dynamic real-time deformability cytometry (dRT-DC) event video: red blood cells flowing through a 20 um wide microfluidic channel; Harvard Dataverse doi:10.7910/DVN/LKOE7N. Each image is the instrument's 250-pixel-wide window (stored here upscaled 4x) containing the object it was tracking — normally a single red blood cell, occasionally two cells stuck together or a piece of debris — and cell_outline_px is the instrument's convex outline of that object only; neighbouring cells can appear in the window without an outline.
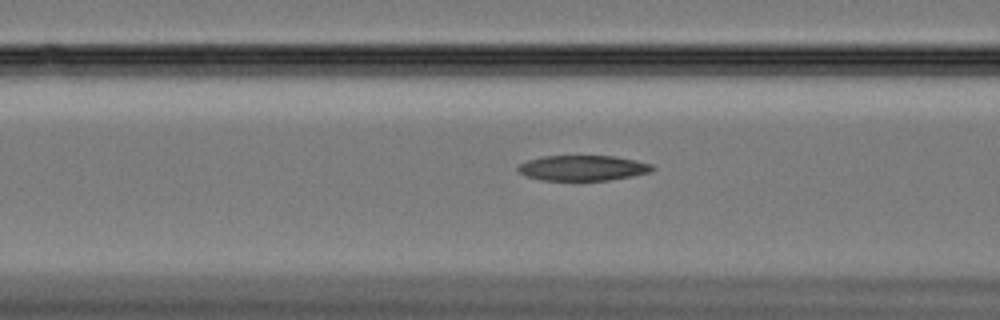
{"species": "Egyptian fruit bat (a non-hibernating species)", "species_latin": "Rousettus aegyptiacus", "temperature_condition": "cold", "stored_images_in_passage": 59, "camera_frame_rate_fps": 3000, "um_per_image_px": 0.085, "animal": {"sex": "female"}, "frame": {"image": 1, "passage_image": 23, "time_ms": 7.333, "image_size_px": [1000, 320], "cell_outline_px": [[656, 168], [652, 172], [632, 176], [608, 180], [540, 180], [528, 176], [520, 172], [516, 168], [520, 164], [528, 160], [540, 156], [616, 156], [636, 160], [652, 164]], "centroid_in_image_um": [49.58, 14.27], "position_along_channel_um": 117.0, "area_um2": 19.88}}
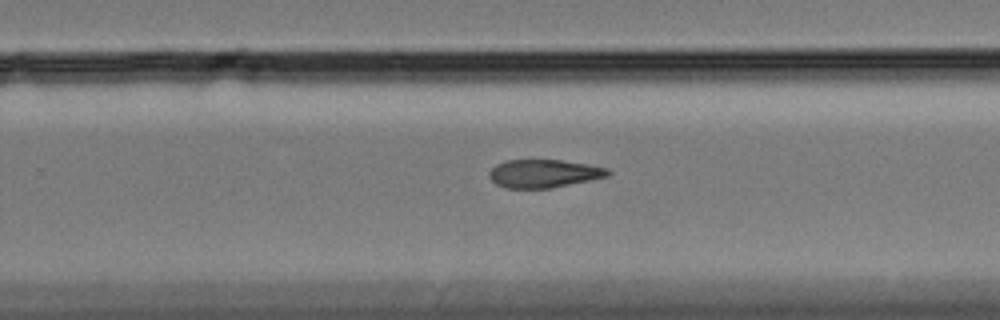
{"frame": {"image": 2, "passage_image": 38, "time_ms": 12.333, "image_size_px": [1000, 320], "cell_outline_px": [[612, 172], [608, 176], [552, 188], [508, 188], [496, 184], [488, 176], [488, 172], [496, 164], [508, 160], [560, 160], [588, 164], [608, 168]], "centroid_in_image_um": [46.23, 14.75], "position_along_channel_um": 283.6, "area_um2": 19.42}}
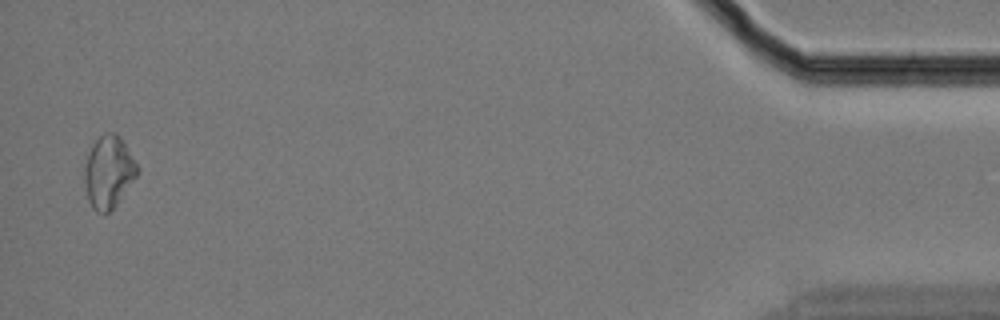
{"frame": {"image": 3, "passage_image": 58, "time_ms": 19.0, "image_size_px": [1000, 320], "cell_outline_px": [[140, 172], [116, 204], [104, 216], [96, 212], [92, 208], [88, 200], [84, 180], [84, 168], [92, 144], [104, 132], [116, 132], [120, 136], [140, 168]], "centroid_in_image_um": [9.24, 14.62], "position_along_channel_um": 426.0, "area_um2": 22.37}, "authors_computed_cell_mechanics": {"area_um2": 20.8658, "velocity_mm_per_s": 3.3308, "shape_relaxation_time_tau1_ms": null, "shape_relaxation_time_tau2_ms": 5.2764, "deformation_change_tau1": null, "deformation_change_tau2": 0.1174}}